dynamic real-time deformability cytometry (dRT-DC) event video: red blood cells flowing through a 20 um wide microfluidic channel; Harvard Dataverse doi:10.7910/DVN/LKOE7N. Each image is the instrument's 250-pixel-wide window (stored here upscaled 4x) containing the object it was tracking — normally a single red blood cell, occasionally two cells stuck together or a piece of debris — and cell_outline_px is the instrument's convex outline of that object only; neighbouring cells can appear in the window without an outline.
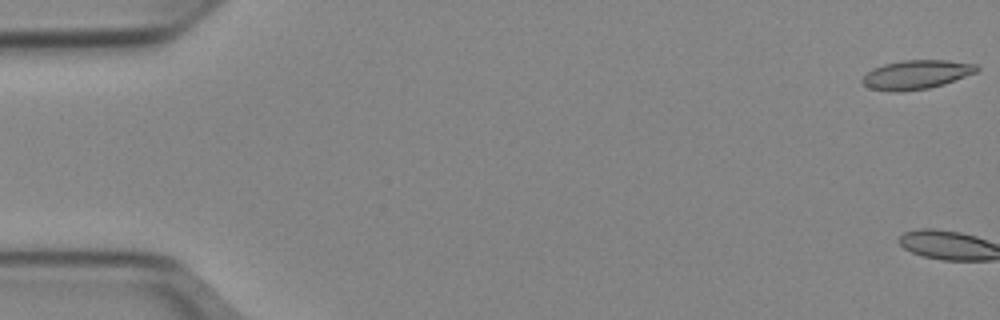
{"species": "Egyptian fruit bat (a non-hibernating species)", "species_latin": "Rousettus aegyptiacus", "temperature_condition": "cold", "stored_images_in_passage": 3, "camera_frame_rate_fps": 3000, "um_per_image_px": 0.085, "animal": {"sex": "female"}, "frame": {"image": 1, "passage_image": 1, "time_ms": 0.0, "image_size_px": [1000, 320], "cell_outline_px": [[980, 68], [976, 72], [944, 84], [928, 88], [900, 92], [892, 92], [868, 88], [860, 80], [872, 68], [884, 64], [904, 60], [948, 60], [976, 64]], "centroid_in_image_um": [77.87, 6.34], "position_along_channel_um": 7.1, "area_um2": 19.36}}